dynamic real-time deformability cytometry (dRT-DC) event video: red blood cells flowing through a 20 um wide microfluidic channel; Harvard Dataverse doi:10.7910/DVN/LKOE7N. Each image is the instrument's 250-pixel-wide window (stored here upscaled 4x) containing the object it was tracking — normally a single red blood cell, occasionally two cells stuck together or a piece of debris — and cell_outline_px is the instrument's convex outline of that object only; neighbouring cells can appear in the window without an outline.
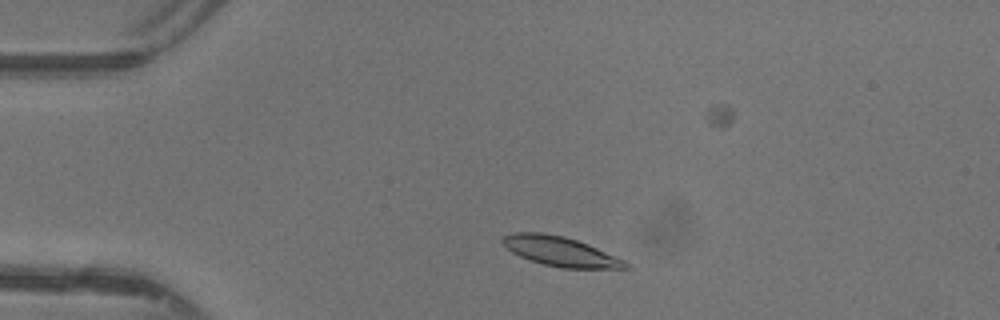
{"species": "common noctule bat (a hibernating species)", "species_latin": "Nyctalus noctula", "temperature_condition": "warm", "stored_images_in_passage": 44, "camera_frame_rate_fps": 3000, "um_per_image_px": 0.085, "animal": {"sex": "female"}, "frame": {"image": 1, "passage_image": 6, "time_ms": 1.667, "image_size_px": [1000, 320], "cell_outline_px": [[628, 268], [560, 268], [544, 264], [520, 256], [512, 252], [500, 240], [504, 236], [512, 232], [540, 232], [564, 236], [576, 240], [596, 248], [624, 260], [628, 264]], "centroid_in_image_um": [47.59, 21.36], "position_along_channel_um": 37.4, "area_um2": 20.75}}
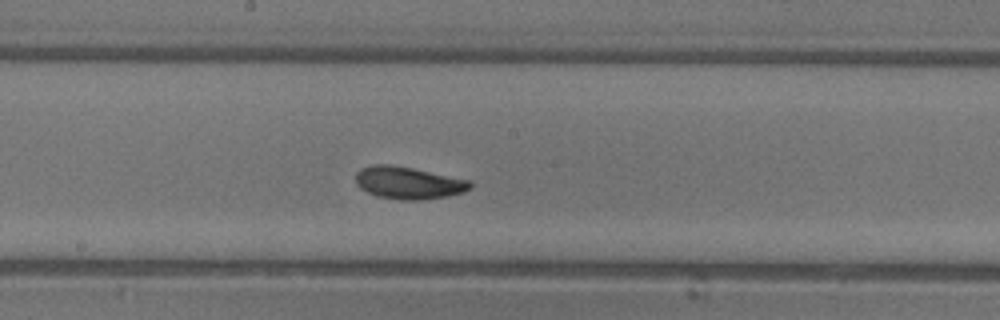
{"frame": {"image": 2, "passage_image": 21, "time_ms": 6.667, "image_size_px": [1000, 320], "cell_outline_px": [[472, 188], [464, 192], [448, 196], [420, 200], [400, 200], [376, 196], [360, 188], [356, 184], [356, 172], [360, 168], [372, 164], [392, 164], [472, 180]], "centroid_in_image_um": [34.72, 15.53], "position_along_channel_um": 213.5, "area_um2": 21.85}}
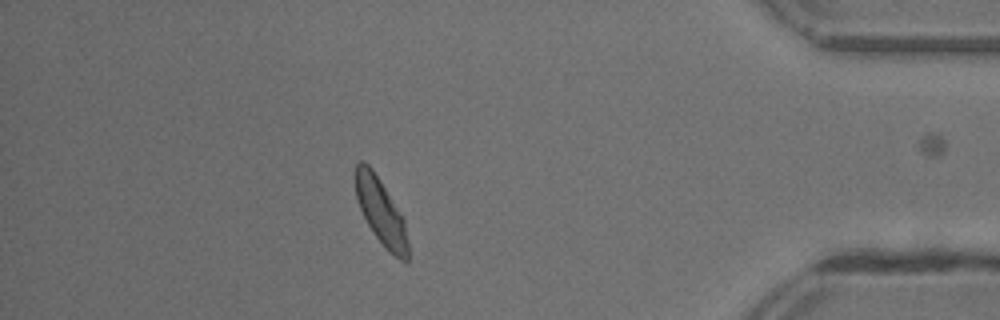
{"frame": {"image": 3, "passage_image": 37, "time_ms": 12.0, "image_size_px": [1000, 320], "cell_outline_px": [[408, 260], [400, 260], [388, 252], [376, 236], [368, 224], [356, 200], [352, 176], [356, 164], [360, 160], [368, 164], [372, 168], [404, 220], [408, 240]], "centroid_in_image_um": [32.32, 17.95], "position_along_channel_um": 402.9, "area_um2": 20.23}, "authors_computed_cell_mechanics": {"area_um2": 20.6635, "velocity_mm_per_s": 4.3572, "shape_relaxation_time_tau1_ms": 2.3917, "shape_relaxation_time_tau2_ms": 2.5205, "deformation_change_tau1": 0.1018, "deformation_change_tau2": 0.0663}}